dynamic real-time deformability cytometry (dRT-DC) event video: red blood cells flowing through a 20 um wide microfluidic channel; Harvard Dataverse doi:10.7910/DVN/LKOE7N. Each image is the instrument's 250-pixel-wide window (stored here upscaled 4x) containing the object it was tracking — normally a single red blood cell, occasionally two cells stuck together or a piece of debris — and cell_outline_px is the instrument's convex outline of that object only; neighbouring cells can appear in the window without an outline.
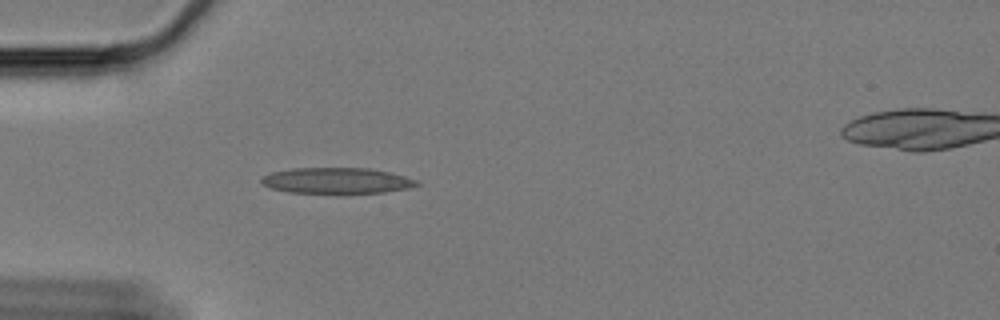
{"species": "Egyptian fruit bat (a non-hibernating species)", "species_latin": "Rousettus aegyptiacus", "temperature_condition": "cold", "stored_images_in_passage": 43, "camera_frame_rate_fps": 3000, "um_per_image_px": 0.085, "animal": {"sex": "female"}, "frame": {"image": 1, "passage_image": 1, "time_ms": 0.0, "image_size_px": [1000, 320], "cell_outline_px": [[420, 184], [408, 188], [384, 192], [340, 196], [336, 196], [288, 192], [272, 188], [264, 184], [260, 180], [264, 176], [272, 172], [292, 168], [368, 168], [388, 172], [404, 176], [416, 180]], "centroid_in_image_um": [28.62, 15.4], "position_along_channel_um": 56.4, "area_um2": 24.28}}
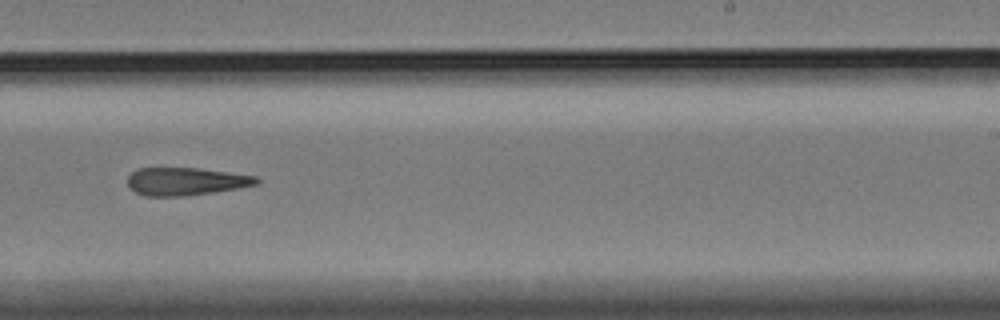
{"frame": {"image": 2, "passage_image": 21, "time_ms": 6.667, "image_size_px": [1000, 320], "cell_outline_px": [[260, 180], [256, 184], [236, 188], [188, 196], [144, 196], [128, 188], [128, 176], [132, 172], [140, 168], [196, 168], [228, 172], [256, 176]], "centroid_in_image_um": [15.75, 15.42], "position_along_channel_um": 273.3, "area_um2": 20.75}}
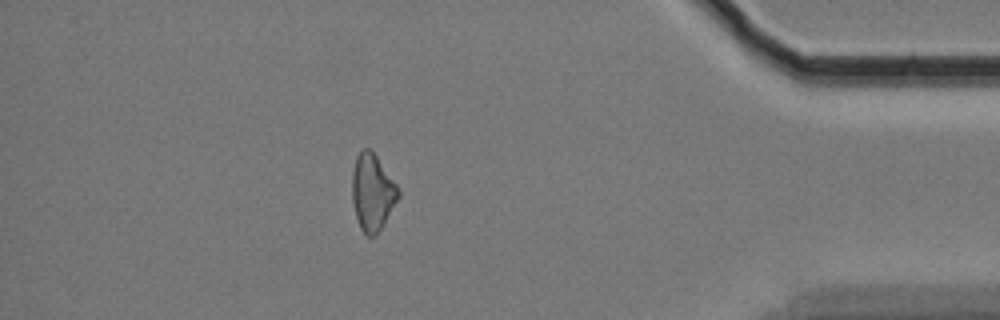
{"frame": {"image": 3, "passage_image": 36, "time_ms": 11.667, "image_size_px": [1000, 320], "cell_outline_px": [[400, 196], [384, 224], [372, 236], [368, 236], [360, 228], [356, 216], [352, 200], [352, 172], [356, 156], [364, 148], [368, 148], [376, 156], [400, 188]], "centroid_in_image_um": [31.66, 16.33], "position_along_channel_um": 403.5, "area_um2": 20.46}}